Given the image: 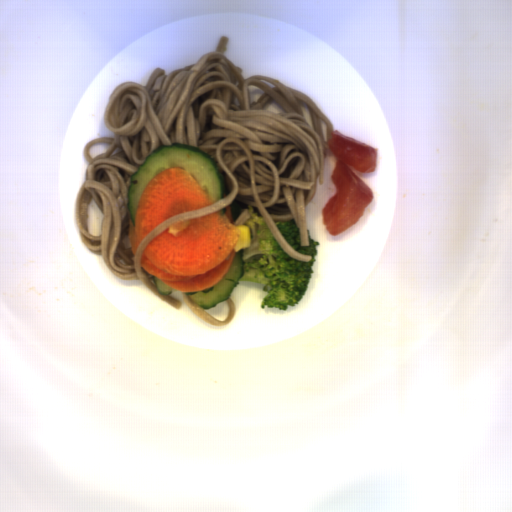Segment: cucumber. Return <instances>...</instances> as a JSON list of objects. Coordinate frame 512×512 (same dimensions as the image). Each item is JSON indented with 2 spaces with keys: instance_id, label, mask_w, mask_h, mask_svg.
<instances>
[{
  "instance_id": "1",
  "label": "cucumber",
  "mask_w": 512,
  "mask_h": 512,
  "mask_svg": "<svg viewBox=\"0 0 512 512\" xmlns=\"http://www.w3.org/2000/svg\"><path fill=\"white\" fill-rule=\"evenodd\" d=\"M170 168H182L189 172L198 181L211 204L225 196L223 178L212 156L189 144L172 142L150 153L130 177L127 210L134 223L144 189L152 179Z\"/></svg>"
},
{
  "instance_id": "2",
  "label": "cucumber",
  "mask_w": 512,
  "mask_h": 512,
  "mask_svg": "<svg viewBox=\"0 0 512 512\" xmlns=\"http://www.w3.org/2000/svg\"><path fill=\"white\" fill-rule=\"evenodd\" d=\"M244 250L234 253L225 276L214 286L198 292H184L197 307L208 310L230 299L233 290L239 285L245 271Z\"/></svg>"
},
{
  "instance_id": "3",
  "label": "cucumber",
  "mask_w": 512,
  "mask_h": 512,
  "mask_svg": "<svg viewBox=\"0 0 512 512\" xmlns=\"http://www.w3.org/2000/svg\"><path fill=\"white\" fill-rule=\"evenodd\" d=\"M153 282H154V286L159 294H162L165 296H170L173 293L172 288L164 285L160 279H158L154 276H153Z\"/></svg>"
}]
</instances>
